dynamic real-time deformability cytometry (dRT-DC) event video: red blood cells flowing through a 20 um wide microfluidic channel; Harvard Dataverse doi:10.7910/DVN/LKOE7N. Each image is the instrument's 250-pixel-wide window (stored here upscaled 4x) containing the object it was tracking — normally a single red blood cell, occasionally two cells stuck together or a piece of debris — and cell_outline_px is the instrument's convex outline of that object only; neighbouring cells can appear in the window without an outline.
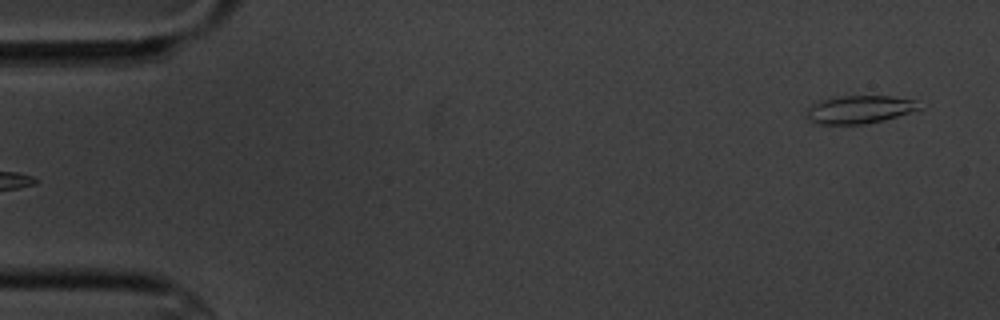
{"species": "common noctule bat (a hibernating species)", "species_latin": "Nyctalus noctula", "temperature_condition": "cold", "stored_images_in_passage": 5, "segment_of_instrument_passage": [2, 2], "camera_frame_rate_fps": 3000, "um_per_image_px": 0.085, "animal": {"sex": "male", "body_mass_g": 20.1, "forearm_length_mm": 53.5}, "frame": {"image": 1, "passage_image": 5, "time_ms": 5.333, "image_size_px": [1000, 320], "cell_outline_px": [[924, 108], [884, 120], [864, 124], [820, 124], [808, 120], [804, 116], [804, 112], [812, 104], [820, 100], [832, 96], [892, 96], [916, 100]], "centroid_in_image_um": [73.03, 9.3], "position_along_channel_um": 12.0, "area_um2": 18.73}}